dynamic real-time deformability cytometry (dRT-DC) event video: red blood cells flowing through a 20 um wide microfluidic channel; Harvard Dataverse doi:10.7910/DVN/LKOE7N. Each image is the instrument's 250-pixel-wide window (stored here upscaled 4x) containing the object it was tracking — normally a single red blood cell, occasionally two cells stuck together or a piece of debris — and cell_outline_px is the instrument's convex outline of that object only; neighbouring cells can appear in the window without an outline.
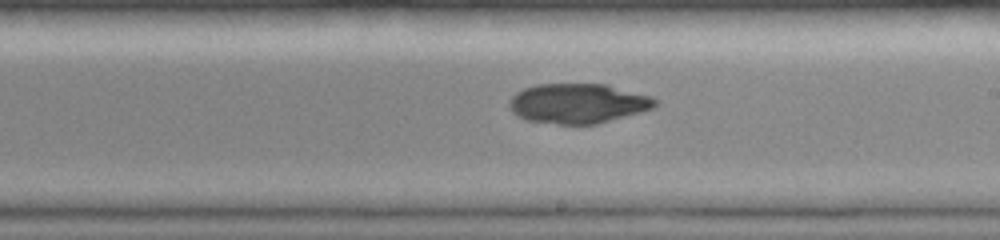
{"species": "common noctule bat (a hibernating species)", "species_latin": "Nyctalus noctula", "temperature_condition": "room temperature", "stored_images_in_passage": 82, "camera_frame_rate_fps": 3000, "um_per_image_px": 0.085, "animal": {"sex": "female", "body_mass_g": 19.0, "forearm_length_mm": 51.5}, "frame": {"image": 1, "passage_image": 37, "time_ms": 4.333, "image_size_px": [1000, 240], "cell_outline_px": [[656, 104], [652, 108], [640, 112], [596, 124], [560, 124], [528, 120], [516, 116], [512, 112], [508, 104], [508, 100], [516, 92], [524, 88], [536, 84], [608, 84], [652, 96], [656, 100]], "centroid_in_image_um": [49.1, 8.78], "position_along_channel_um": 239.9, "area_um2": 33.87}}
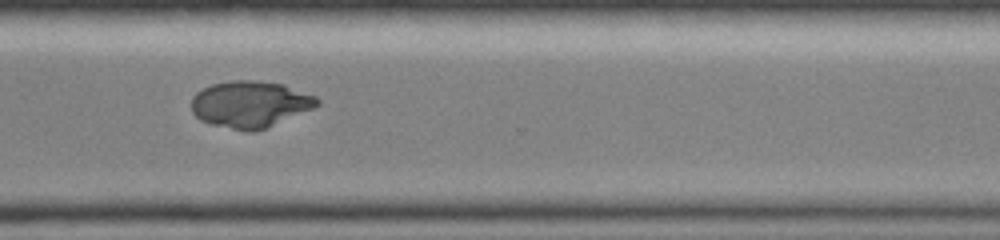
{"frame": {"image": 2, "passage_image": 60, "time_ms": 7.0, "image_size_px": [1000, 240], "cell_outline_px": [[320, 104], [312, 108], [264, 128], [252, 132], [248, 132], [212, 124], [200, 120], [192, 112], [192, 96], [196, 92], [212, 84], [232, 80], [256, 80], [284, 84], [316, 96], [320, 100]], "centroid_in_image_um": [21.25, 8.84], "position_along_channel_um": 349.4, "area_um2": 33.87}}
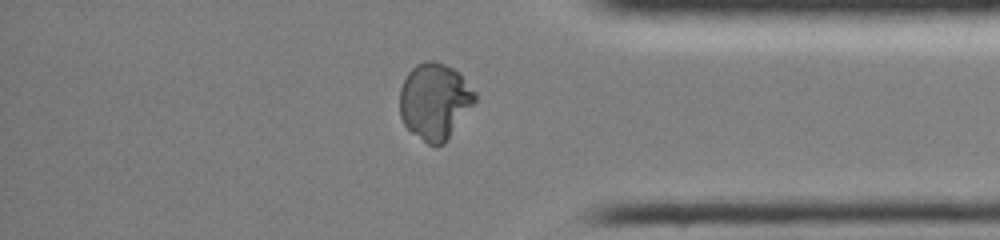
{"frame": {"image": 3, "passage_image": 70, "time_ms": 8.333, "image_size_px": [1000, 240], "cell_outline_px": [[476, 100], [444, 144], [428, 144], [412, 132], [404, 124], [400, 116], [400, 88], [408, 72], [416, 64], [424, 60], [432, 60], [444, 64], [460, 72], [476, 92]], "centroid_in_image_um": [36.95, 8.57], "position_along_channel_um": 398.3, "area_um2": 33.35}}